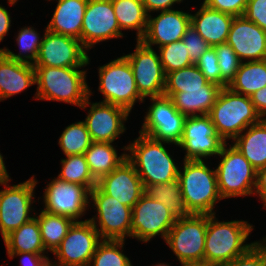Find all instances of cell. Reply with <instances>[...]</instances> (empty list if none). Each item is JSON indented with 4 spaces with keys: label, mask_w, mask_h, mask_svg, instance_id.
<instances>
[{
    "label": "cell",
    "mask_w": 266,
    "mask_h": 266,
    "mask_svg": "<svg viewBox=\"0 0 266 266\" xmlns=\"http://www.w3.org/2000/svg\"><path fill=\"white\" fill-rule=\"evenodd\" d=\"M167 144L172 143L155 140L140 132L138 138L128 143L126 159L134 166L145 188L178 179L179 166L166 149Z\"/></svg>",
    "instance_id": "cell-1"
},
{
    "label": "cell",
    "mask_w": 266,
    "mask_h": 266,
    "mask_svg": "<svg viewBox=\"0 0 266 266\" xmlns=\"http://www.w3.org/2000/svg\"><path fill=\"white\" fill-rule=\"evenodd\" d=\"M35 99L64 102L81 107L90 96L87 71L82 67L34 66Z\"/></svg>",
    "instance_id": "cell-2"
},
{
    "label": "cell",
    "mask_w": 266,
    "mask_h": 266,
    "mask_svg": "<svg viewBox=\"0 0 266 266\" xmlns=\"http://www.w3.org/2000/svg\"><path fill=\"white\" fill-rule=\"evenodd\" d=\"M253 229L245 220L220 221L216 214L207 215L204 261L221 266L244 254L256 242L246 243Z\"/></svg>",
    "instance_id": "cell-3"
},
{
    "label": "cell",
    "mask_w": 266,
    "mask_h": 266,
    "mask_svg": "<svg viewBox=\"0 0 266 266\" xmlns=\"http://www.w3.org/2000/svg\"><path fill=\"white\" fill-rule=\"evenodd\" d=\"M204 160H183L178 180L185 206L190 214H216V203L222 200L218 190L216 169Z\"/></svg>",
    "instance_id": "cell-4"
},
{
    "label": "cell",
    "mask_w": 266,
    "mask_h": 266,
    "mask_svg": "<svg viewBox=\"0 0 266 266\" xmlns=\"http://www.w3.org/2000/svg\"><path fill=\"white\" fill-rule=\"evenodd\" d=\"M209 116L217 133L226 142L231 139L233 142L247 127L263 119L249 96L236 93L229 87L221 88Z\"/></svg>",
    "instance_id": "cell-5"
},
{
    "label": "cell",
    "mask_w": 266,
    "mask_h": 266,
    "mask_svg": "<svg viewBox=\"0 0 266 266\" xmlns=\"http://www.w3.org/2000/svg\"><path fill=\"white\" fill-rule=\"evenodd\" d=\"M226 143L219 153L216 168L218 190L222 199L252 196L256 185L257 170L231 143Z\"/></svg>",
    "instance_id": "cell-6"
},
{
    "label": "cell",
    "mask_w": 266,
    "mask_h": 266,
    "mask_svg": "<svg viewBox=\"0 0 266 266\" xmlns=\"http://www.w3.org/2000/svg\"><path fill=\"white\" fill-rule=\"evenodd\" d=\"M98 74V91L104 96L100 102L121 106L129 113L135 103L145 102L137 90L131 65L123 55L98 67Z\"/></svg>",
    "instance_id": "cell-7"
},
{
    "label": "cell",
    "mask_w": 266,
    "mask_h": 266,
    "mask_svg": "<svg viewBox=\"0 0 266 266\" xmlns=\"http://www.w3.org/2000/svg\"><path fill=\"white\" fill-rule=\"evenodd\" d=\"M90 200L89 203H93L92 208L96 215L88 220L94 225L102 240L131 238V207L105 194L97 185L90 191Z\"/></svg>",
    "instance_id": "cell-8"
},
{
    "label": "cell",
    "mask_w": 266,
    "mask_h": 266,
    "mask_svg": "<svg viewBox=\"0 0 266 266\" xmlns=\"http://www.w3.org/2000/svg\"><path fill=\"white\" fill-rule=\"evenodd\" d=\"M35 175L23 183L8 185L4 183V189L0 190V232L2 239L13 230L35 217L36 211L32 207L36 201L34 189L39 184Z\"/></svg>",
    "instance_id": "cell-9"
},
{
    "label": "cell",
    "mask_w": 266,
    "mask_h": 266,
    "mask_svg": "<svg viewBox=\"0 0 266 266\" xmlns=\"http://www.w3.org/2000/svg\"><path fill=\"white\" fill-rule=\"evenodd\" d=\"M207 231L206 214H190L177 219L168 232L165 243L179 263L203 261Z\"/></svg>",
    "instance_id": "cell-10"
},
{
    "label": "cell",
    "mask_w": 266,
    "mask_h": 266,
    "mask_svg": "<svg viewBox=\"0 0 266 266\" xmlns=\"http://www.w3.org/2000/svg\"><path fill=\"white\" fill-rule=\"evenodd\" d=\"M102 241L94 225L86 219L74 222L50 260V266H89L98 244Z\"/></svg>",
    "instance_id": "cell-11"
},
{
    "label": "cell",
    "mask_w": 266,
    "mask_h": 266,
    "mask_svg": "<svg viewBox=\"0 0 266 266\" xmlns=\"http://www.w3.org/2000/svg\"><path fill=\"white\" fill-rule=\"evenodd\" d=\"M226 143L217 133L211 117L200 115L186 117L183 135L176 147L185 151L183 160H205L217 157Z\"/></svg>",
    "instance_id": "cell-12"
},
{
    "label": "cell",
    "mask_w": 266,
    "mask_h": 266,
    "mask_svg": "<svg viewBox=\"0 0 266 266\" xmlns=\"http://www.w3.org/2000/svg\"><path fill=\"white\" fill-rule=\"evenodd\" d=\"M140 133L158 141L178 145L183 135L186 116L174 106L170 97L162 95L150 98Z\"/></svg>",
    "instance_id": "cell-13"
},
{
    "label": "cell",
    "mask_w": 266,
    "mask_h": 266,
    "mask_svg": "<svg viewBox=\"0 0 266 266\" xmlns=\"http://www.w3.org/2000/svg\"><path fill=\"white\" fill-rule=\"evenodd\" d=\"M44 188L42 210L71 218L74 222H83L90 205V190L86 186L64 182L57 177ZM81 219V220H80Z\"/></svg>",
    "instance_id": "cell-14"
},
{
    "label": "cell",
    "mask_w": 266,
    "mask_h": 266,
    "mask_svg": "<svg viewBox=\"0 0 266 266\" xmlns=\"http://www.w3.org/2000/svg\"><path fill=\"white\" fill-rule=\"evenodd\" d=\"M176 220L163 203L144 193L132 208L131 238L147 243L160 235L165 241Z\"/></svg>",
    "instance_id": "cell-15"
},
{
    "label": "cell",
    "mask_w": 266,
    "mask_h": 266,
    "mask_svg": "<svg viewBox=\"0 0 266 266\" xmlns=\"http://www.w3.org/2000/svg\"><path fill=\"white\" fill-rule=\"evenodd\" d=\"M136 43L134 52L123 56L131 65L137 90L144 100L147 97L162 96L166 74L160 61V55L154 48L144 45L140 40Z\"/></svg>",
    "instance_id": "cell-16"
},
{
    "label": "cell",
    "mask_w": 266,
    "mask_h": 266,
    "mask_svg": "<svg viewBox=\"0 0 266 266\" xmlns=\"http://www.w3.org/2000/svg\"><path fill=\"white\" fill-rule=\"evenodd\" d=\"M92 94L90 89V96L80 107L81 109L88 110L87 116L83 121L90 138L95 142L113 143L127 130L124 123L127 121L130 113L118 105L100 101L91 103L89 99Z\"/></svg>",
    "instance_id": "cell-17"
},
{
    "label": "cell",
    "mask_w": 266,
    "mask_h": 266,
    "mask_svg": "<svg viewBox=\"0 0 266 266\" xmlns=\"http://www.w3.org/2000/svg\"><path fill=\"white\" fill-rule=\"evenodd\" d=\"M89 63L87 50L80 40L50 32L45 26L39 54L33 66L85 67Z\"/></svg>",
    "instance_id": "cell-18"
},
{
    "label": "cell",
    "mask_w": 266,
    "mask_h": 266,
    "mask_svg": "<svg viewBox=\"0 0 266 266\" xmlns=\"http://www.w3.org/2000/svg\"><path fill=\"white\" fill-rule=\"evenodd\" d=\"M123 34L112 0H88L81 29V43L87 51L100 42L123 38Z\"/></svg>",
    "instance_id": "cell-19"
},
{
    "label": "cell",
    "mask_w": 266,
    "mask_h": 266,
    "mask_svg": "<svg viewBox=\"0 0 266 266\" xmlns=\"http://www.w3.org/2000/svg\"><path fill=\"white\" fill-rule=\"evenodd\" d=\"M156 17L148 15L147 28L140 41L150 47H162L179 41L191 26V13L182 10L160 11Z\"/></svg>",
    "instance_id": "cell-20"
},
{
    "label": "cell",
    "mask_w": 266,
    "mask_h": 266,
    "mask_svg": "<svg viewBox=\"0 0 266 266\" xmlns=\"http://www.w3.org/2000/svg\"><path fill=\"white\" fill-rule=\"evenodd\" d=\"M226 42L241 62L266 59V32L244 16L234 17Z\"/></svg>",
    "instance_id": "cell-21"
},
{
    "label": "cell",
    "mask_w": 266,
    "mask_h": 266,
    "mask_svg": "<svg viewBox=\"0 0 266 266\" xmlns=\"http://www.w3.org/2000/svg\"><path fill=\"white\" fill-rule=\"evenodd\" d=\"M107 195L131 208L145 193V187L134 166L126 159L117 168L97 181Z\"/></svg>",
    "instance_id": "cell-22"
},
{
    "label": "cell",
    "mask_w": 266,
    "mask_h": 266,
    "mask_svg": "<svg viewBox=\"0 0 266 266\" xmlns=\"http://www.w3.org/2000/svg\"><path fill=\"white\" fill-rule=\"evenodd\" d=\"M201 4L199 10L191 14V26L211 47L225 43L235 16Z\"/></svg>",
    "instance_id": "cell-23"
},
{
    "label": "cell",
    "mask_w": 266,
    "mask_h": 266,
    "mask_svg": "<svg viewBox=\"0 0 266 266\" xmlns=\"http://www.w3.org/2000/svg\"><path fill=\"white\" fill-rule=\"evenodd\" d=\"M35 85L32 64L15 61L3 52L0 55V102Z\"/></svg>",
    "instance_id": "cell-24"
},
{
    "label": "cell",
    "mask_w": 266,
    "mask_h": 266,
    "mask_svg": "<svg viewBox=\"0 0 266 266\" xmlns=\"http://www.w3.org/2000/svg\"><path fill=\"white\" fill-rule=\"evenodd\" d=\"M221 88L208 81L203 89H183V92L163 95L170 97L175 108L186 117L209 115Z\"/></svg>",
    "instance_id": "cell-25"
},
{
    "label": "cell",
    "mask_w": 266,
    "mask_h": 266,
    "mask_svg": "<svg viewBox=\"0 0 266 266\" xmlns=\"http://www.w3.org/2000/svg\"><path fill=\"white\" fill-rule=\"evenodd\" d=\"M56 1L57 5L51 20L47 24V30L53 33L70 36L81 41L82 22L88 0Z\"/></svg>",
    "instance_id": "cell-26"
},
{
    "label": "cell",
    "mask_w": 266,
    "mask_h": 266,
    "mask_svg": "<svg viewBox=\"0 0 266 266\" xmlns=\"http://www.w3.org/2000/svg\"><path fill=\"white\" fill-rule=\"evenodd\" d=\"M233 141L256 170L266 167V118L247 127Z\"/></svg>",
    "instance_id": "cell-27"
},
{
    "label": "cell",
    "mask_w": 266,
    "mask_h": 266,
    "mask_svg": "<svg viewBox=\"0 0 266 266\" xmlns=\"http://www.w3.org/2000/svg\"><path fill=\"white\" fill-rule=\"evenodd\" d=\"M112 144L114 143L92 141L90 147L85 151L84 155L90 172L97 181L126 160L127 146L122 147L124 153L118 155V150Z\"/></svg>",
    "instance_id": "cell-28"
},
{
    "label": "cell",
    "mask_w": 266,
    "mask_h": 266,
    "mask_svg": "<svg viewBox=\"0 0 266 266\" xmlns=\"http://www.w3.org/2000/svg\"><path fill=\"white\" fill-rule=\"evenodd\" d=\"M3 242L6 253L48 254L41 239L39 222L36 217L9 233L3 238Z\"/></svg>",
    "instance_id": "cell-29"
},
{
    "label": "cell",
    "mask_w": 266,
    "mask_h": 266,
    "mask_svg": "<svg viewBox=\"0 0 266 266\" xmlns=\"http://www.w3.org/2000/svg\"><path fill=\"white\" fill-rule=\"evenodd\" d=\"M112 6L120 30H135V39L140 40L146 32L148 21L142 0H112Z\"/></svg>",
    "instance_id": "cell-30"
},
{
    "label": "cell",
    "mask_w": 266,
    "mask_h": 266,
    "mask_svg": "<svg viewBox=\"0 0 266 266\" xmlns=\"http://www.w3.org/2000/svg\"><path fill=\"white\" fill-rule=\"evenodd\" d=\"M266 86V59L242 62L228 87L239 94L251 96Z\"/></svg>",
    "instance_id": "cell-31"
},
{
    "label": "cell",
    "mask_w": 266,
    "mask_h": 266,
    "mask_svg": "<svg viewBox=\"0 0 266 266\" xmlns=\"http://www.w3.org/2000/svg\"><path fill=\"white\" fill-rule=\"evenodd\" d=\"M34 215L39 222L41 239L46 251L54 253L74 221L71 218L51 214L42 209L39 214L35 212Z\"/></svg>",
    "instance_id": "cell-32"
},
{
    "label": "cell",
    "mask_w": 266,
    "mask_h": 266,
    "mask_svg": "<svg viewBox=\"0 0 266 266\" xmlns=\"http://www.w3.org/2000/svg\"><path fill=\"white\" fill-rule=\"evenodd\" d=\"M145 193L156 201L163 203L176 219L190 215L187 210L179 180L161 184H151L145 188Z\"/></svg>",
    "instance_id": "cell-33"
},
{
    "label": "cell",
    "mask_w": 266,
    "mask_h": 266,
    "mask_svg": "<svg viewBox=\"0 0 266 266\" xmlns=\"http://www.w3.org/2000/svg\"><path fill=\"white\" fill-rule=\"evenodd\" d=\"M61 165V172L57 176L59 180L86 186L90 191L97 185L84 154L66 156L61 159Z\"/></svg>",
    "instance_id": "cell-34"
},
{
    "label": "cell",
    "mask_w": 266,
    "mask_h": 266,
    "mask_svg": "<svg viewBox=\"0 0 266 266\" xmlns=\"http://www.w3.org/2000/svg\"><path fill=\"white\" fill-rule=\"evenodd\" d=\"M36 28L31 26H25L19 29L15 40L17 41V46H19V53H14L8 48H3V53L10 59L15 61L28 63L34 65L37 60L40 45L42 43L43 37Z\"/></svg>",
    "instance_id": "cell-35"
},
{
    "label": "cell",
    "mask_w": 266,
    "mask_h": 266,
    "mask_svg": "<svg viewBox=\"0 0 266 266\" xmlns=\"http://www.w3.org/2000/svg\"><path fill=\"white\" fill-rule=\"evenodd\" d=\"M92 140L84 121H78L65 127L58 145L65 156L85 154Z\"/></svg>",
    "instance_id": "cell-36"
},
{
    "label": "cell",
    "mask_w": 266,
    "mask_h": 266,
    "mask_svg": "<svg viewBox=\"0 0 266 266\" xmlns=\"http://www.w3.org/2000/svg\"><path fill=\"white\" fill-rule=\"evenodd\" d=\"M208 82L195 64L166 74L164 93L183 92V89H203Z\"/></svg>",
    "instance_id": "cell-37"
},
{
    "label": "cell",
    "mask_w": 266,
    "mask_h": 266,
    "mask_svg": "<svg viewBox=\"0 0 266 266\" xmlns=\"http://www.w3.org/2000/svg\"><path fill=\"white\" fill-rule=\"evenodd\" d=\"M125 240H102L92 256L89 266H133L123 253Z\"/></svg>",
    "instance_id": "cell-38"
},
{
    "label": "cell",
    "mask_w": 266,
    "mask_h": 266,
    "mask_svg": "<svg viewBox=\"0 0 266 266\" xmlns=\"http://www.w3.org/2000/svg\"><path fill=\"white\" fill-rule=\"evenodd\" d=\"M165 74L194 64L182 40L158 48Z\"/></svg>",
    "instance_id": "cell-39"
},
{
    "label": "cell",
    "mask_w": 266,
    "mask_h": 266,
    "mask_svg": "<svg viewBox=\"0 0 266 266\" xmlns=\"http://www.w3.org/2000/svg\"><path fill=\"white\" fill-rule=\"evenodd\" d=\"M214 48L220 67L221 87H228L229 83L235 78L242 62L227 42L216 45Z\"/></svg>",
    "instance_id": "cell-40"
},
{
    "label": "cell",
    "mask_w": 266,
    "mask_h": 266,
    "mask_svg": "<svg viewBox=\"0 0 266 266\" xmlns=\"http://www.w3.org/2000/svg\"><path fill=\"white\" fill-rule=\"evenodd\" d=\"M221 266H266V236L256 240L244 254Z\"/></svg>",
    "instance_id": "cell-41"
},
{
    "label": "cell",
    "mask_w": 266,
    "mask_h": 266,
    "mask_svg": "<svg viewBox=\"0 0 266 266\" xmlns=\"http://www.w3.org/2000/svg\"><path fill=\"white\" fill-rule=\"evenodd\" d=\"M195 65L209 81L221 86L220 67L218 65V57L214 47H210L195 62Z\"/></svg>",
    "instance_id": "cell-42"
},
{
    "label": "cell",
    "mask_w": 266,
    "mask_h": 266,
    "mask_svg": "<svg viewBox=\"0 0 266 266\" xmlns=\"http://www.w3.org/2000/svg\"><path fill=\"white\" fill-rule=\"evenodd\" d=\"M181 40L194 64L211 47L193 26L187 29Z\"/></svg>",
    "instance_id": "cell-43"
},
{
    "label": "cell",
    "mask_w": 266,
    "mask_h": 266,
    "mask_svg": "<svg viewBox=\"0 0 266 266\" xmlns=\"http://www.w3.org/2000/svg\"><path fill=\"white\" fill-rule=\"evenodd\" d=\"M243 16L266 32V0H248Z\"/></svg>",
    "instance_id": "cell-44"
},
{
    "label": "cell",
    "mask_w": 266,
    "mask_h": 266,
    "mask_svg": "<svg viewBox=\"0 0 266 266\" xmlns=\"http://www.w3.org/2000/svg\"><path fill=\"white\" fill-rule=\"evenodd\" d=\"M248 0H206L204 4L220 12L233 16H243Z\"/></svg>",
    "instance_id": "cell-45"
},
{
    "label": "cell",
    "mask_w": 266,
    "mask_h": 266,
    "mask_svg": "<svg viewBox=\"0 0 266 266\" xmlns=\"http://www.w3.org/2000/svg\"><path fill=\"white\" fill-rule=\"evenodd\" d=\"M9 259L20 257V266H50V257L45 254L34 253H7Z\"/></svg>",
    "instance_id": "cell-46"
},
{
    "label": "cell",
    "mask_w": 266,
    "mask_h": 266,
    "mask_svg": "<svg viewBox=\"0 0 266 266\" xmlns=\"http://www.w3.org/2000/svg\"><path fill=\"white\" fill-rule=\"evenodd\" d=\"M181 2H183V0H142L148 15L152 12L154 13L174 9V4L177 3L180 5Z\"/></svg>",
    "instance_id": "cell-47"
},
{
    "label": "cell",
    "mask_w": 266,
    "mask_h": 266,
    "mask_svg": "<svg viewBox=\"0 0 266 266\" xmlns=\"http://www.w3.org/2000/svg\"><path fill=\"white\" fill-rule=\"evenodd\" d=\"M256 195L266 208V167L257 170L256 185L253 196Z\"/></svg>",
    "instance_id": "cell-48"
},
{
    "label": "cell",
    "mask_w": 266,
    "mask_h": 266,
    "mask_svg": "<svg viewBox=\"0 0 266 266\" xmlns=\"http://www.w3.org/2000/svg\"><path fill=\"white\" fill-rule=\"evenodd\" d=\"M249 97L260 116L262 118H266V86L259 89Z\"/></svg>",
    "instance_id": "cell-49"
},
{
    "label": "cell",
    "mask_w": 266,
    "mask_h": 266,
    "mask_svg": "<svg viewBox=\"0 0 266 266\" xmlns=\"http://www.w3.org/2000/svg\"><path fill=\"white\" fill-rule=\"evenodd\" d=\"M10 12L2 5H0V42L4 40V37L8 35V31L11 29V16Z\"/></svg>",
    "instance_id": "cell-50"
},
{
    "label": "cell",
    "mask_w": 266,
    "mask_h": 266,
    "mask_svg": "<svg viewBox=\"0 0 266 266\" xmlns=\"http://www.w3.org/2000/svg\"><path fill=\"white\" fill-rule=\"evenodd\" d=\"M11 177L8 174L7 168L5 166V161L3 155L0 153V185L10 182Z\"/></svg>",
    "instance_id": "cell-51"
},
{
    "label": "cell",
    "mask_w": 266,
    "mask_h": 266,
    "mask_svg": "<svg viewBox=\"0 0 266 266\" xmlns=\"http://www.w3.org/2000/svg\"><path fill=\"white\" fill-rule=\"evenodd\" d=\"M182 266H213L206 261H186L181 263Z\"/></svg>",
    "instance_id": "cell-52"
},
{
    "label": "cell",
    "mask_w": 266,
    "mask_h": 266,
    "mask_svg": "<svg viewBox=\"0 0 266 266\" xmlns=\"http://www.w3.org/2000/svg\"><path fill=\"white\" fill-rule=\"evenodd\" d=\"M7 2L12 6L15 5V3L18 2V0H7Z\"/></svg>",
    "instance_id": "cell-53"
},
{
    "label": "cell",
    "mask_w": 266,
    "mask_h": 266,
    "mask_svg": "<svg viewBox=\"0 0 266 266\" xmlns=\"http://www.w3.org/2000/svg\"><path fill=\"white\" fill-rule=\"evenodd\" d=\"M153 266H170V264H167V263H158L156 265L153 264Z\"/></svg>",
    "instance_id": "cell-54"
},
{
    "label": "cell",
    "mask_w": 266,
    "mask_h": 266,
    "mask_svg": "<svg viewBox=\"0 0 266 266\" xmlns=\"http://www.w3.org/2000/svg\"><path fill=\"white\" fill-rule=\"evenodd\" d=\"M2 52H3V49H2V48H0V55L2 54Z\"/></svg>",
    "instance_id": "cell-55"
}]
</instances>
